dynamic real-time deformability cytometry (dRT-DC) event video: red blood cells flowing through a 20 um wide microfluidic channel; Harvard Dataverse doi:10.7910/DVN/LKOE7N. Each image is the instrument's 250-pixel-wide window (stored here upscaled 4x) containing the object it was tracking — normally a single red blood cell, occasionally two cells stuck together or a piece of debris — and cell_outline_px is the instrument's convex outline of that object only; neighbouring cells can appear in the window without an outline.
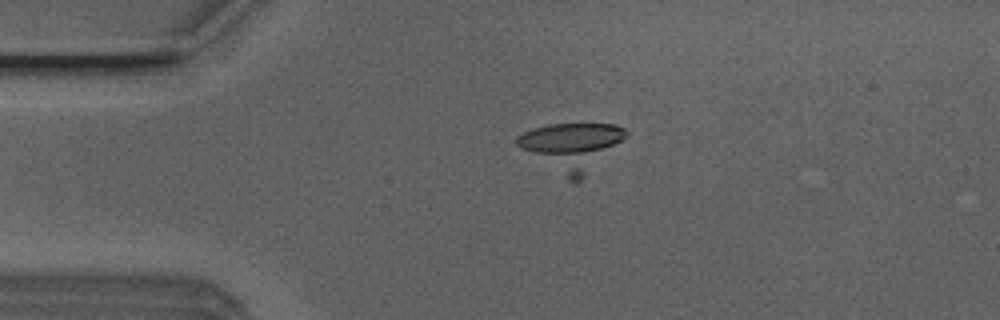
{"species": "Egyptian fruit bat (a non-hibernating species)", "species_latin": "Rousettus aegyptiacus", "temperature_condition": "room temperature", "stored_images_in_passage": 45, "camera_frame_rate_fps": 3000, "um_per_image_px": 0.085, "animal": {"sex": "male"}, "frame": {"image": 1, "passage_image": 12, "time_ms": 3.667, "image_size_px": [1000, 320], "cell_outline_px": [[628, 136], [576, 184], [568, 180], [520, 148], [516, 144], [516, 136], [524, 132], [548, 124], [616, 124], [624, 128], [628, 132]], "centroid_in_image_um": [48.6, 12.45], "position_along_channel_um": 36.4, "area_um2": 29.82}}